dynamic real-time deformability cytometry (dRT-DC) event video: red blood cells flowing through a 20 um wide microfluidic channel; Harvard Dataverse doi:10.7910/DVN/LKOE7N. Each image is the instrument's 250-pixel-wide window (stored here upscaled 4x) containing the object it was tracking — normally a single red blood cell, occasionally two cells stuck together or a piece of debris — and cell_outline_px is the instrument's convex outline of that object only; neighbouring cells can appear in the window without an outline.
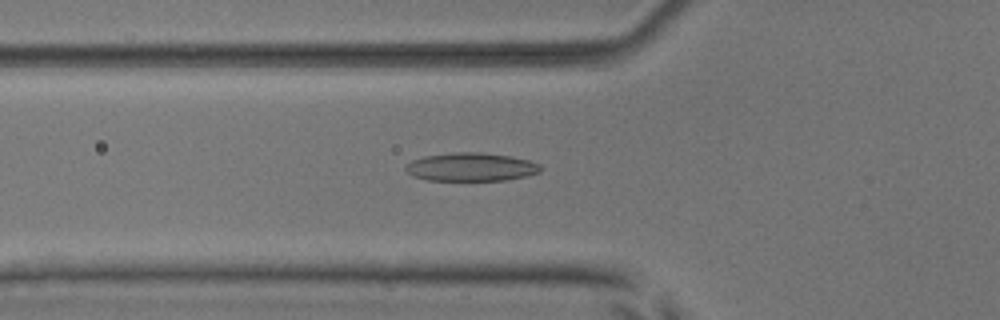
{"species": "common noctule bat (a hibernating species)", "species_latin": "Nyctalus noctula", "temperature_condition": "room temperature", "stored_images_in_passage": 33, "camera_frame_rate_fps": 3000, "um_per_image_px": 0.085, "animal": {"sex": "male", "body_mass_g": 17.9, "forearm_length_mm": 54.2}, "frame": {"image": 1, "passage_image": 2, "time_ms": 0.333, "image_size_px": [1000, 320], "cell_outline_px": [[540, 172], [528, 176], [508, 180], [428, 180], [412, 176], [404, 168], [412, 160], [424, 156], [456, 152], [484, 152], [512, 156], [528, 160], [540, 164]], "centroid_in_image_um": [40.07, 14.19], "position_along_channel_um": 85.7, "area_um2": 22.37}}
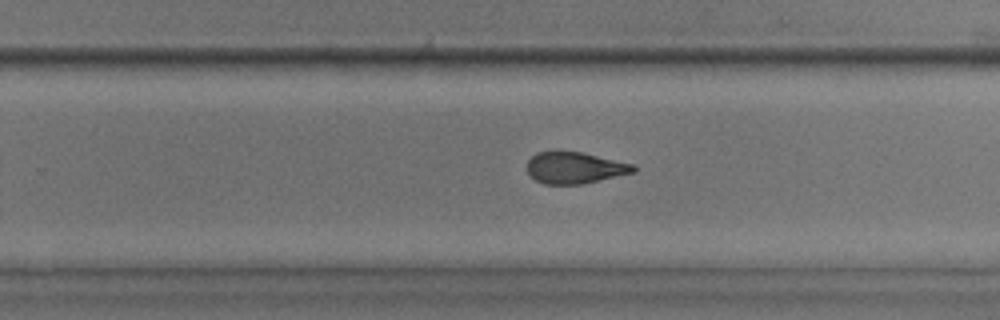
{"frame": {"image": 2, "passage_image": 17, "time_ms": 5.333, "image_size_px": [1000, 320], "cell_outline_px": [[636, 172], [580, 184], [544, 184], [536, 180], [528, 172], [528, 160], [536, 152], [556, 148], [584, 152], [632, 164], [636, 168]], "centroid_in_image_um": [48.82, 14.21], "position_along_channel_um": 281.0, "area_um2": 19.94}}
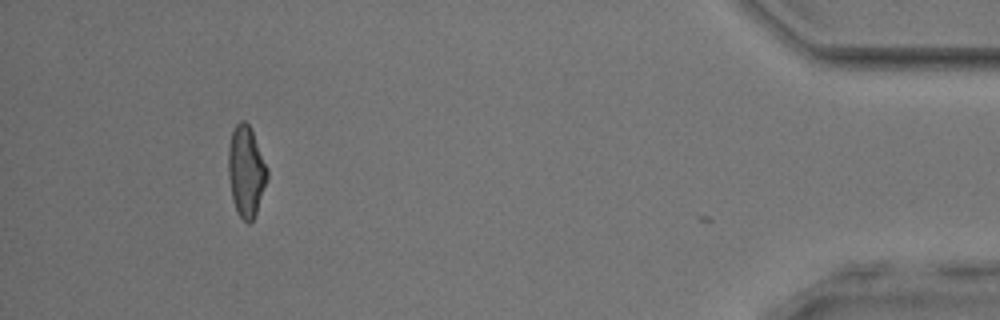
{"frame": {"image": 3, "passage_image": 32, "time_ms": 10.333, "image_size_px": [1000, 320], "cell_outline_px": [[268, 176], [256, 212], [252, 220], [248, 224], [236, 212], [232, 200], [228, 176], [228, 148], [232, 132], [236, 124], [240, 120], [244, 120], [248, 124], [252, 132], [268, 168]], "centroid_in_image_um": [20.9, 14.56], "position_along_channel_um": 414.3, "area_um2": 20.46}, "authors_computed_cell_mechanics": {"area_um2": 20.808, "velocity_mm_per_s": 3.9117, "shape_relaxation_time_tau1_ms": 4.8538, "shape_relaxation_time_tau2_ms": 1.0469, "deformation_change_tau1": 0.1601, "deformation_change_tau2": 0.0792}}